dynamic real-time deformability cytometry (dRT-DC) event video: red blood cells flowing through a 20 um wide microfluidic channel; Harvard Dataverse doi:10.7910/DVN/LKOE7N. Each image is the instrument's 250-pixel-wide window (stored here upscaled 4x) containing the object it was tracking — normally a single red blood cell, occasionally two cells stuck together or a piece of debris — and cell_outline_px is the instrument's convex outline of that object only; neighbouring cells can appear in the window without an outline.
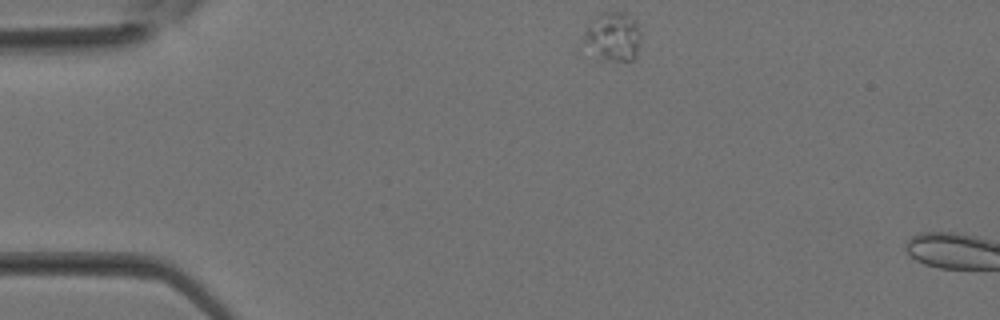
{"species": "Egyptian fruit bat (a non-hibernating species)", "species_latin": "Rousettus aegyptiacus", "temperature_condition": "room temperature", "stored_images_in_passage": 3, "camera_frame_rate_fps": 3000, "um_per_image_px": 0.085, "animal": {"sex": "female"}, "frame": {"image": 1, "passage_image": 1, "time_ms": 0.0, "image_size_px": [1000, 320], "cell_outline_px": [[640, 40], [636, 52], [632, 60], [612, 60], [600, 56], [584, 40], [584, 36], [588, 24], [596, 16], [604, 12], [628, 12], [636, 20], [640, 32]], "centroid_in_image_um": [52.17, 3.03], "position_along_channel_um": 32.8, "area_um2": 15.61}}